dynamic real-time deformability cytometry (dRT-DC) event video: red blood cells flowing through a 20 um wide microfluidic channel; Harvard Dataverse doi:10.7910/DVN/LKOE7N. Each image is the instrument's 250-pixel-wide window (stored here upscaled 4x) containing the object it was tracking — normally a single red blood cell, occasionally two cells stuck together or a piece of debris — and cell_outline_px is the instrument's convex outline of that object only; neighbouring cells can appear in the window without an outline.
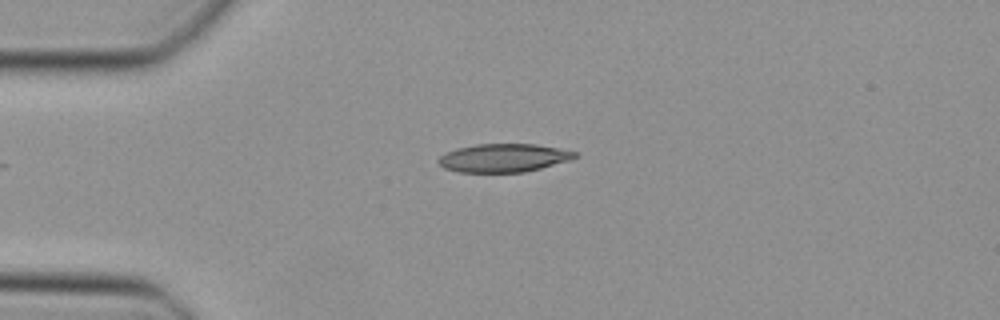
{"species": "Egyptian fruit bat (a non-hibernating species)", "species_latin": "Rousettus aegyptiacus", "temperature_condition": "cold", "stored_images_in_passage": 32, "camera_frame_rate_fps": 3000, "um_per_image_px": 0.085, "animal": {"sex": "female"}, "frame": {"image": 1, "passage_image": 1, "time_ms": 0.0, "image_size_px": [1000, 320], "cell_outline_px": [[576, 156], [568, 160], [540, 168], [524, 172], [460, 172], [444, 168], [436, 160], [440, 156], [456, 148], [476, 144], [536, 144], [576, 152]], "centroid_in_image_um": [42.75, 13.42], "position_along_channel_um": 42.3, "area_um2": 22.2}}
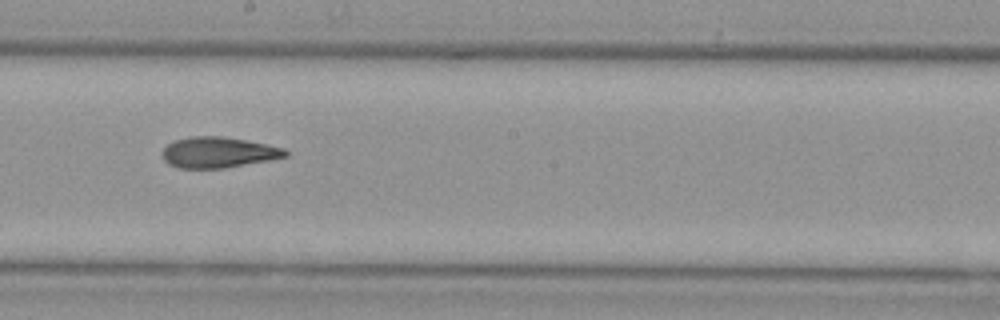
{"frame": {"image": 2, "passage_image": 16, "time_ms": 5.0, "image_size_px": [1000, 320], "cell_outline_px": [[288, 156], [272, 160], [224, 168], [180, 168], [168, 164], [164, 160], [164, 148], [172, 140], [192, 136], [220, 136], [268, 144], [284, 148], [288, 152]], "centroid_in_image_um": [18.58, 12.95], "position_along_channel_um": 229.6, "area_um2": 22.08}}
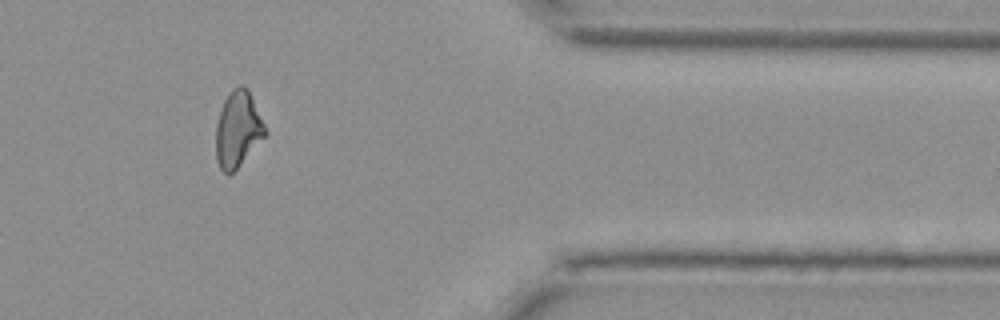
{"frame": {"image": 3, "passage_image": 29, "time_ms": 9.333, "image_size_px": [1000, 320], "cell_outline_px": [[268, 132], [236, 168], [228, 176], [220, 168], [216, 160], [216, 124], [224, 100], [228, 92], [232, 88], [240, 84], [244, 84], [248, 88]], "centroid_in_image_um": [20.2, 10.94], "position_along_channel_um": 391.2, "area_um2": 21.68}}